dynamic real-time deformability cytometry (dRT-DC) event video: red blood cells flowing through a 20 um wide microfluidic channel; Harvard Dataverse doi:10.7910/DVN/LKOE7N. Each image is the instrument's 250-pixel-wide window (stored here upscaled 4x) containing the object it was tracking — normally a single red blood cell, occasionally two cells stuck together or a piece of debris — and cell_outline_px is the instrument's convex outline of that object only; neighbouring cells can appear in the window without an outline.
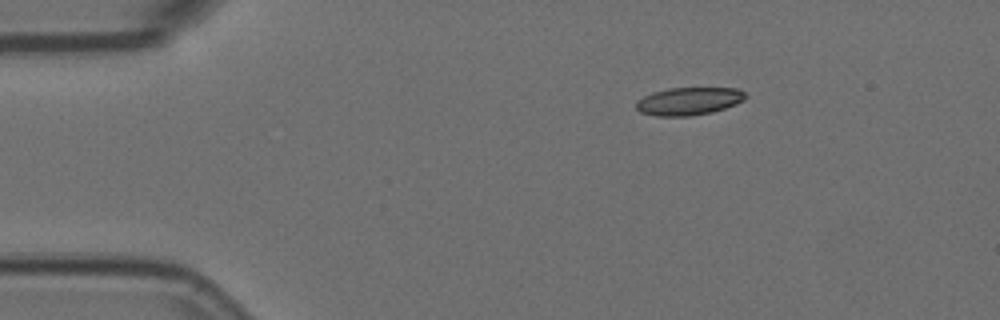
{"species": "Egyptian fruit bat (a non-hibernating species)", "species_latin": "Rousettus aegyptiacus", "temperature_condition": "room temperature", "stored_images_in_passage": 3, "camera_frame_rate_fps": 3000, "um_per_image_px": 0.085, "animal": {"sex": "female"}, "frame": {"image": 1, "passage_image": 1, "time_ms": 0.0, "image_size_px": [1000, 320], "cell_outline_px": [[748, 96], [744, 100], [736, 104], [712, 112], [688, 116], [656, 116], [640, 112], [636, 108], [636, 100], [652, 92], [668, 88], [740, 88]], "centroid_in_image_um": [58.55, 8.59], "position_along_channel_um": 26.5, "area_um2": 17.8}}